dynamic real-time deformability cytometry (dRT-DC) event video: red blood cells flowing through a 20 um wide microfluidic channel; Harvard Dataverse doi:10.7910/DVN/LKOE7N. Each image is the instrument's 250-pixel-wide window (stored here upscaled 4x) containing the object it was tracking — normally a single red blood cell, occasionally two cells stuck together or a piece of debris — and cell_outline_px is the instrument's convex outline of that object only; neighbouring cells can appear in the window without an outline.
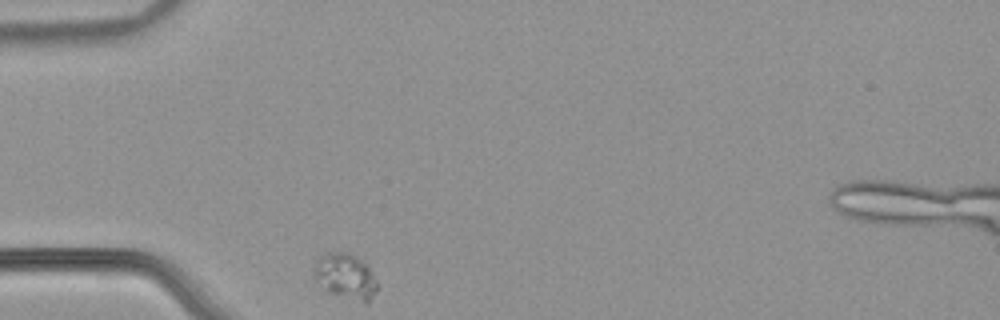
{"species": "common noctule bat (a hibernating species)", "species_latin": "Nyctalus noctula", "temperature_condition": "warm", "stored_images_in_passage": 32, "camera_frame_rate_fps": 3000, "um_per_image_px": 0.085, "animal": {"sex": "male", "body_mass_g": 21.5, "forearm_length_mm": 52.0}, "frame": {"image": 1, "passage_image": 1, "time_ms": 0.0, "image_size_px": [1000, 320], "cell_outline_px": [[380, 288], [368, 304], [364, 304], [328, 292], [312, 276], [316, 260], [320, 256], [328, 252], [348, 252], [356, 256], [372, 272], [380, 284]], "centroid_in_image_um": [29.41, 23.53], "position_along_channel_um": 55.6, "area_um2": 17.22}}
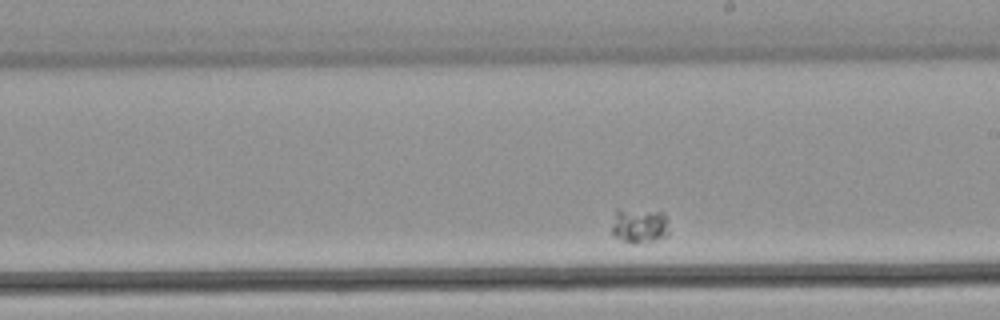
{"frame": {"image": 2, "passage_image": 19, "time_ms": 6.0, "image_size_px": [1000, 320], "cell_outline_px": [[668, 236], [648, 244], [636, 244], [612, 236], [612, 228], [616, 208], [620, 208], [664, 212], [668, 220]], "centroid_in_image_um": [54.38, 19.19], "position_along_channel_um": 234.6, "area_um2": 12.14}}
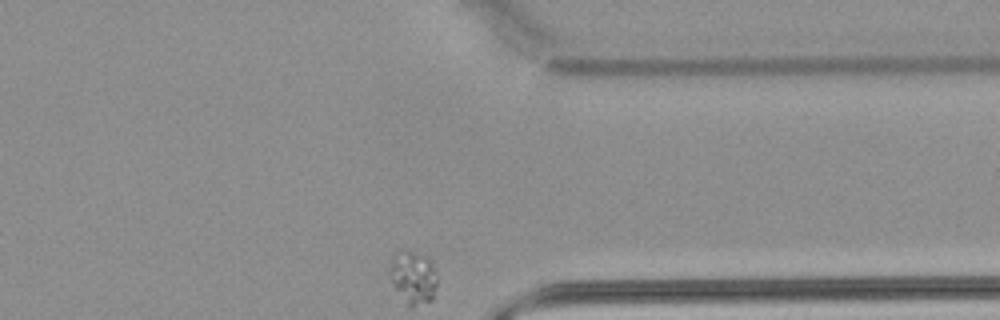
{"frame": {"image": 3, "passage_image": 32, "time_ms": 10.333, "image_size_px": [1000, 320], "cell_outline_px": [[436, 288], [432, 300], [412, 304], [408, 304], [392, 284], [388, 272], [388, 264], [392, 256], [396, 252], [412, 252], [428, 260], [436, 276]], "centroid_in_image_um": [35.05, 23.56], "position_along_channel_um": 376.3, "area_um2": 13.87}}